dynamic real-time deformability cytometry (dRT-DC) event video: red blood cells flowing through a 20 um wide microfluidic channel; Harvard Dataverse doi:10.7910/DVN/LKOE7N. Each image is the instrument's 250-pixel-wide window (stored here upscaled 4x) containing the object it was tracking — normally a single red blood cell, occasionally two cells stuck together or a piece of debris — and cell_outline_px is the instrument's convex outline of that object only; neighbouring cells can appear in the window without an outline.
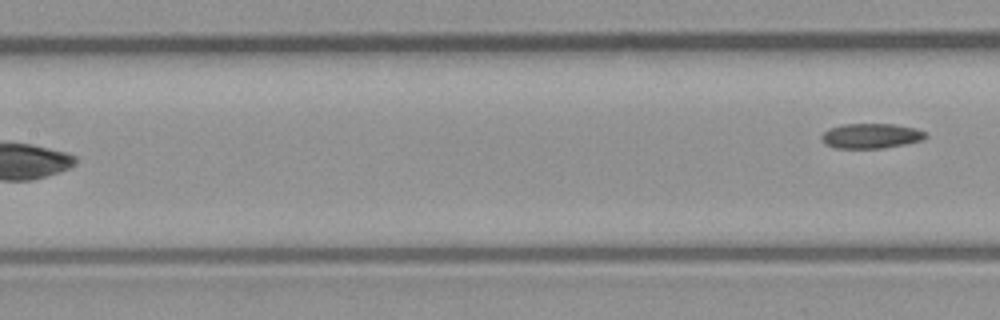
{"species": "common noctule bat (a hibernating species)", "species_latin": "Nyctalus noctula", "temperature_condition": "room temperature", "stored_images_in_passage": 7, "segment_of_instrument_passage": [2, 2], "camera_frame_rate_fps": 3000, "um_per_image_px": 0.085, "animal": {"sex": "male", "body_mass_g": 23.1, "forearm_length_mm": 52.7}, "frame": {"image": 1, "passage_image": 7, "time_ms": 7.0, "image_size_px": [1000, 320], "cell_outline_px": [[928, 136], [924, 140], [904, 144], [880, 148], [832, 148], [824, 144], [820, 140], [820, 136], [828, 128], [840, 124], [892, 124], [916, 128], [924, 132]], "centroid_in_image_um": [73.98, 11.55], "position_along_channel_um": 133.4, "area_um2": 15.32}}